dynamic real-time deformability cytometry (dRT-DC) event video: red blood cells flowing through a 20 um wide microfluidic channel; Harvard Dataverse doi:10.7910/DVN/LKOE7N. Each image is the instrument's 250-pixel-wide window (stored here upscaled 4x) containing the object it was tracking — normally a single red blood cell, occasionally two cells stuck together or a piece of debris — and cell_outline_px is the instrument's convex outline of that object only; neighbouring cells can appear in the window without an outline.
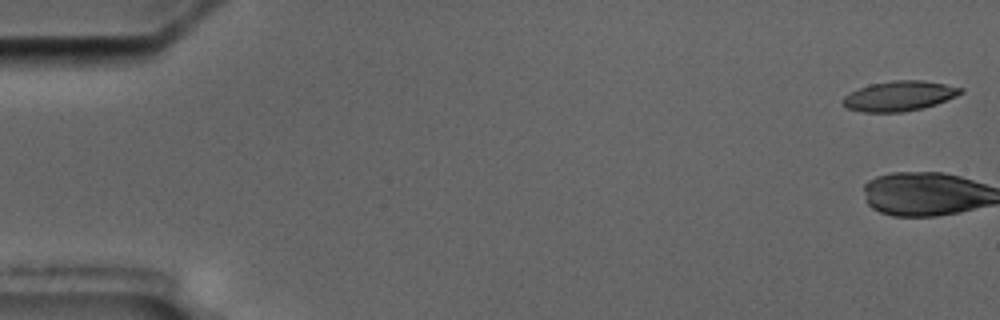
{"species": "common noctule bat (a hibernating species)", "species_latin": "Nyctalus noctula", "temperature_condition": "cold", "stored_images_in_passage": 10, "camera_frame_rate_fps": 3000, "um_per_image_px": 0.085, "animal": {"sex": "male", "body_mass_g": 17.5, "forearm_length_mm": 52.3}, "frame": {"image": 1, "passage_image": 1, "time_ms": 0.0, "image_size_px": [1000, 320], "cell_outline_px": [[964, 92], [956, 96], [936, 104], [920, 108], [900, 112], [864, 112], [848, 108], [840, 100], [844, 96], [860, 88], [872, 84], [892, 80], [924, 80], [964, 88]], "centroid_in_image_um": [76.46, 8.15], "position_along_channel_um": 8.5, "area_um2": 20.35}}
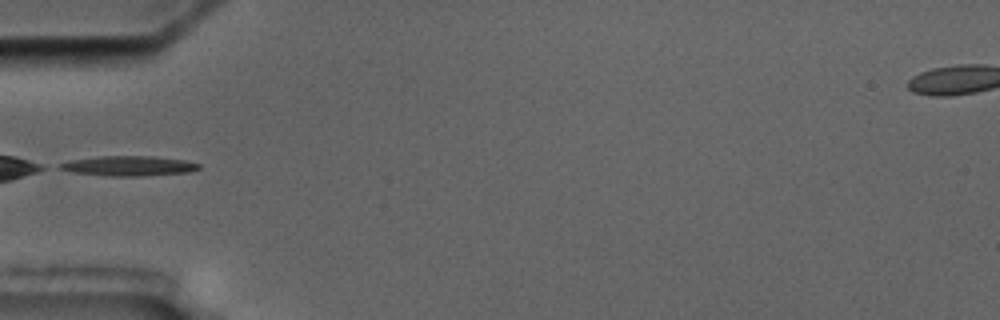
{"frame": {"image": 2, "passage_image": 6, "time_ms": 6.667, "image_size_px": [1000, 320], "cell_outline_px": [[200, 168], [188, 172], [140, 176], [108, 176], [72, 172], [60, 168], [56, 164], [68, 160], [100, 156], [156, 156], [184, 160], [200, 164]], "centroid_in_image_um": [10.9, 14.09], "position_along_channel_um": 74.1, "area_um2": 16.18}}
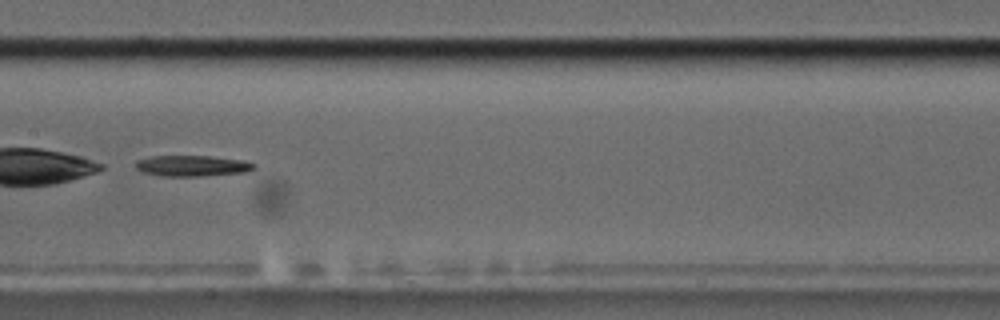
{"frame": {"image": 3, "passage_image": 9, "time_ms": 10.0, "image_size_px": [1000, 320], "cell_outline_px": [[256, 168], [248, 172], [200, 176], [160, 176], [140, 172], [136, 168], [136, 160], [152, 156], [208, 156], [244, 160], [256, 164]], "centroid_in_image_um": [16.34, 14.1], "position_along_channel_um": 191.1, "area_um2": 14.57}}